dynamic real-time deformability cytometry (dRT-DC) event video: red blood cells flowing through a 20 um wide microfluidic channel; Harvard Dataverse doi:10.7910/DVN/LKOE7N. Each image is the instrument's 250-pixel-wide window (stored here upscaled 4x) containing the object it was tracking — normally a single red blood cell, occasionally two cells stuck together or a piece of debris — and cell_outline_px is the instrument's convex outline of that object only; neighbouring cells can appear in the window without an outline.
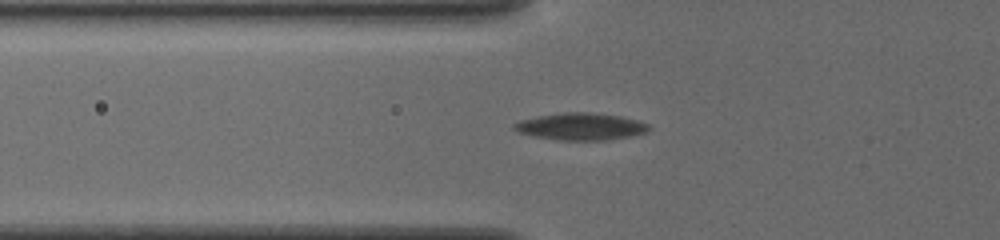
{"species": "common noctule bat (a hibernating species)", "species_latin": "Nyctalus noctula", "temperature_condition": "cold", "stored_images_in_passage": 29, "camera_frame_rate_fps": 3000, "um_per_image_px": 0.085, "animal": {"sex": "female", "body_mass_g": 19.5, "forearm_length_mm": 54.1}, "frame": {"image": 1, "passage_image": 8, "time_ms": 2.333, "image_size_px": [1000, 240], "cell_outline_px": [[648, 128], [644, 132], [624, 136], [600, 140], [560, 140], [536, 136], [520, 132], [512, 128], [512, 124], [520, 120], [540, 116], [564, 112], [588, 112], [616, 116], [636, 120], [648, 124]], "centroid_in_image_um": [49.27, 10.74], "position_along_channel_um": 76.5, "area_um2": 20.46}}
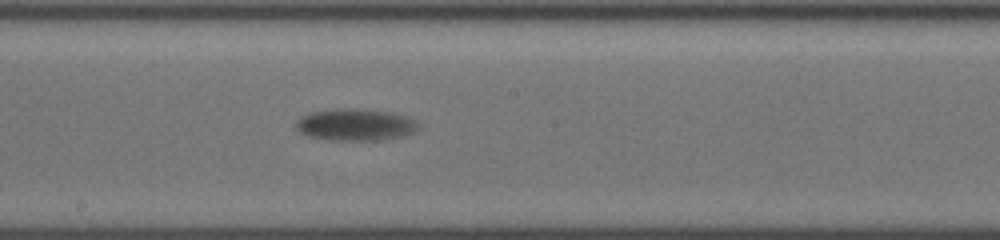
{"frame": {"image": 2, "passage_image": 19, "time_ms": 6.0, "image_size_px": [1000, 240], "cell_outline_px": [[416, 128], [412, 132], [396, 136], [372, 140], [332, 140], [312, 136], [300, 132], [296, 128], [296, 120], [312, 112], [340, 108], [352, 108], [388, 112], [404, 116], [412, 120], [416, 124]], "centroid_in_image_um": [30.12, 10.59], "position_along_channel_um": 218.1, "area_um2": 21.79}}
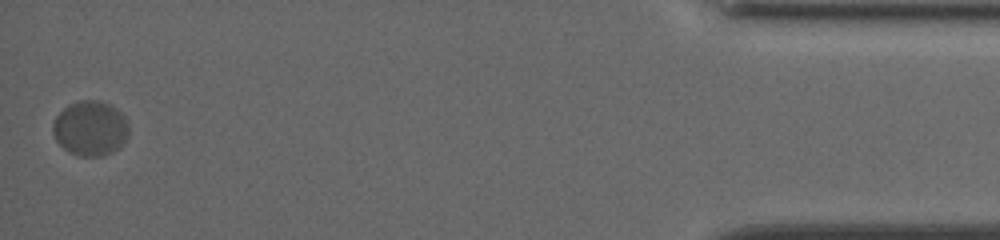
{"frame": {"image": 3, "passage_image": 29, "time_ms": 9.333, "image_size_px": [1000, 240], "cell_outline_px": [[128, 132], [124, 140], [112, 152], [104, 156], [80, 156], [68, 152], [56, 140], [52, 132], [52, 124], [56, 116], [64, 108], [80, 100], [96, 100], [112, 104], [124, 116], [128, 124]], "centroid_in_image_um": [7.66, 10.9], "position_along_channel_um": 427.5, "area_um2": 24.16}, "authors_computed_cell_mechanics": {"area_um2": 20.9814, "velocity_mm_per_s": 4.4573, "shape_relaxation_time_tau1_ms": 3.6424, "shape_relaxation_time_tau2_ms": null, "deformation_change_tau1": 0.1012, "deformation_change_tau2": null}}